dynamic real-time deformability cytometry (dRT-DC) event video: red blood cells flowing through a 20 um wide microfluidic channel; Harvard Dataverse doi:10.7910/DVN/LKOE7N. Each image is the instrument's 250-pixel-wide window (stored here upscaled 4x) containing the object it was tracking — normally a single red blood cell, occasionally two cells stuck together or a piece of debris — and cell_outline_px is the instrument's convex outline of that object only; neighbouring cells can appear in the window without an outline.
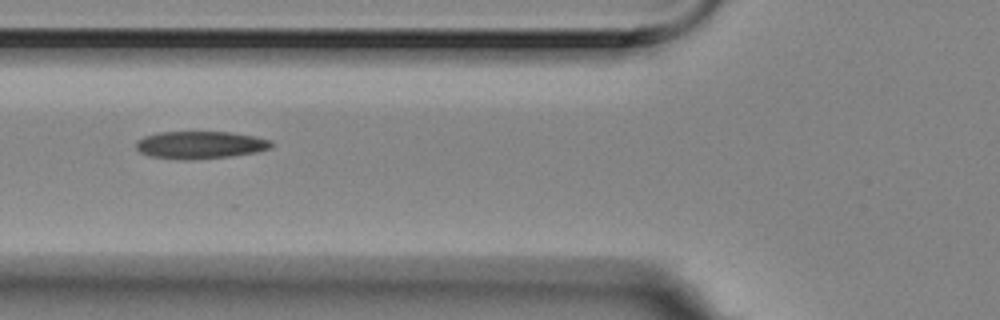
{"species": "Egyptian fruit bat (a non-hibernating species)", "species_latin": "Rousettus aegyptiacus", "temperature_condition": "room temperature", "stored_images_in_passage": 6, "camera_frame_rate_fps": 3000, "um_per_image_px": 0.085, "animal": {"sex": "female"}, "frame": {"image": 1, "passage_image": 6, "time_ms": 1.667, "image_size_px": [1000, 320], "cell_outline_px": [[276, 144], [272, 148], [256, 152], [232, 156], [188, 160], [184, 160], [152, 156], [140, 152], [136, 148], [136, 140], [144, 136], [160, 132], [232, 132], [256, 136], [272, 140]], "centroid_in_image_um": [17.08, 12.31], "position_along_channel_um": 108.7, "area_um2": 21.91}}